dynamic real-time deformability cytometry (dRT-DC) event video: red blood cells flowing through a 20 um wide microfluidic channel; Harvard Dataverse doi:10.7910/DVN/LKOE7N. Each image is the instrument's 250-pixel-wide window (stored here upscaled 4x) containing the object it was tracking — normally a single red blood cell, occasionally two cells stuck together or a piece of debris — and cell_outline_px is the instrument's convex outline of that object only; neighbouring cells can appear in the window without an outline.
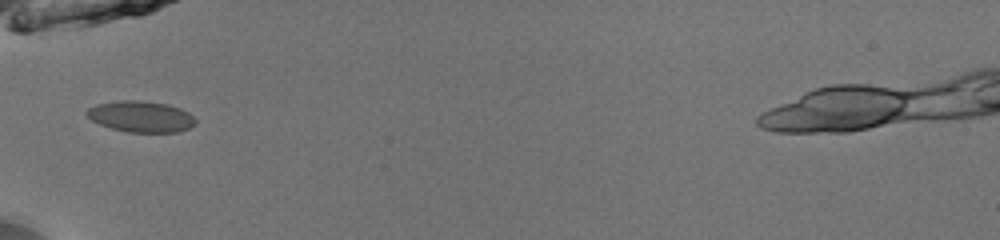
{"species": "common noctule bat (a hibernating species)", "species_latin": "Nyctalus noctula", "temperature_condition": "room temperature", "stored_images_in_passage": 23, "camera_frame_rate_fps": 3000, "um_per_image_px": 0.085, "animal": {"sex": "male", "body_mass_g": 13.0, "forearm_length_mm": 53.1}, "frame": {"image": 1, "passage_image": 1, "time_ms": 0.0, "image_size_px": [1000, 240], "cell_outline_px": [[196, 124], [188, 128], [176, 132], [128, 132], [112, 128], [100, 124], [92, 120], [84, 112], [88, 108], [96, 104], [120, 100], [140, 100], [168, 104], [180, 108], [188, 112], [196, 120]], "centroid_in_image_um": [11.97, 9.9], "position_along_channel_um": 73.0, "area_um2": 19.71}}
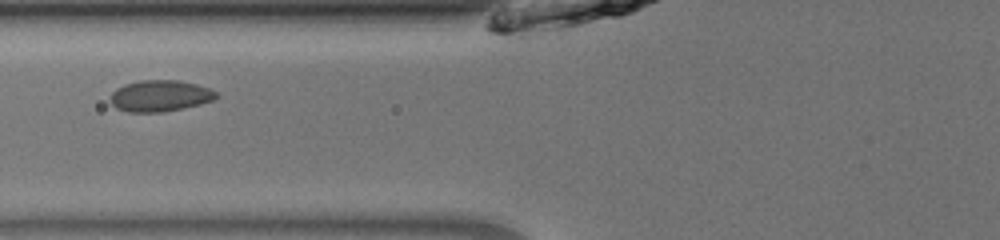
{"frame": {"image": 2, "passage_image": 4, "time_ms": 1.0, "image_size_px": [1000, 240], "cell_outline_px": [[220, 96], [212, 100], [200, 104], [164, 112], [128, 112], [116, 108], [108, 100], [112, 92], [116, 88], [124, 84], [140, 80], [180, 80], [196, 84], [208, 88], [216, 92]], "centroid_in_image_um": [13.57, 8.14], "position_along_channel_um": 112.2, "area_um2": 19.48}}